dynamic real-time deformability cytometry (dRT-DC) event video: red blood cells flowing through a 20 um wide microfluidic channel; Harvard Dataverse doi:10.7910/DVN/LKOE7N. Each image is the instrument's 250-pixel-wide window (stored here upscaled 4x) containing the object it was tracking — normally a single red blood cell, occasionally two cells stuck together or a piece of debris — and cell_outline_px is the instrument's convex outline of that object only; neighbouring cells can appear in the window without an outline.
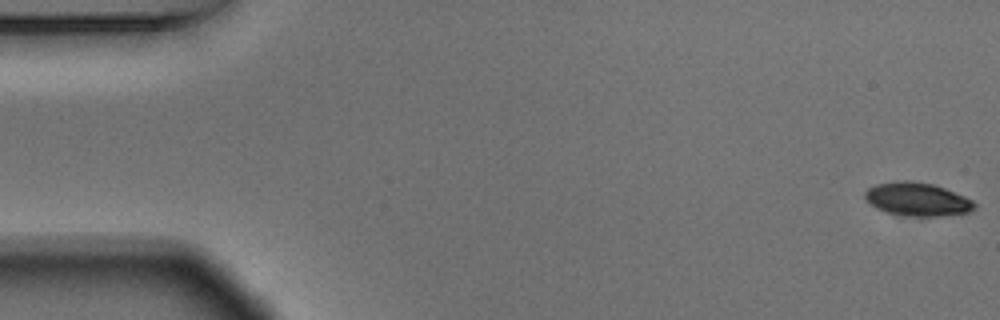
{"species": "Egyptian fruit bat (a non-hibernating species)", "species_latin": "Rousettus aegyptiacus", "temperature_condition": "warm", "stored_images_in_passage": 55, "camera_frame_rate_fps": 3000, "um_per_image_px": 0.085, "animal": {"sex": "male"}, "frame": {"image": 1, "passage_image": 1, "time_ms": 0.0, "image_size_px": [1000, 320], "cell_outline_px": [[976, 208], [968, 212], [944, 216], [904, 216], [888, 212], [876, 208], [864, 196], [864, 192], [868, 188], [876, 184], [900, 180], [908, 180], [932, 184], [944, 188], [964, 196], [972, 200], [976, 204]], "centroid_in_image_um": [77.98, 16.94], "position_along_channel_um": 7.0, "area_um2": 21.21}}
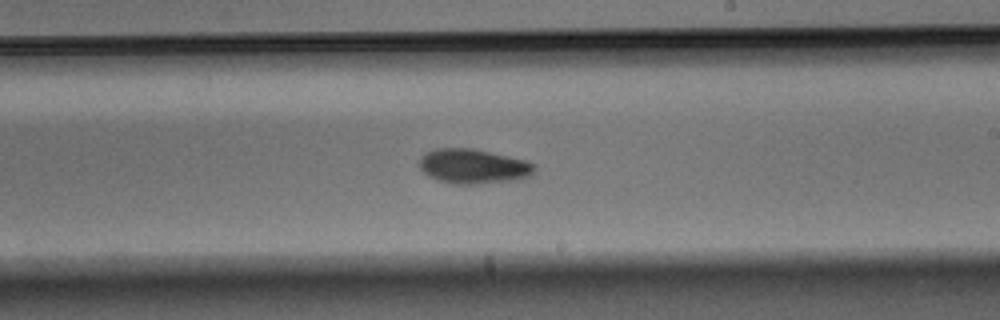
{"frame": {"image": 2, "passage_image": 32, "time_ms": 10.333, "image_size_px": [1000, 320], "cell_outline_px": [[536, 172], [532, 176], [520, 180], [476, 184], [452, 184], [436, 180], [428, 176], [420, 168], [420, 156], [436, 148], [472, 148], [528, 160], [536, 164]], "centroid_in_image_um": [40.3, 14.15], "position_along_channel_um": 248.7, "area_um2": 23.76}}
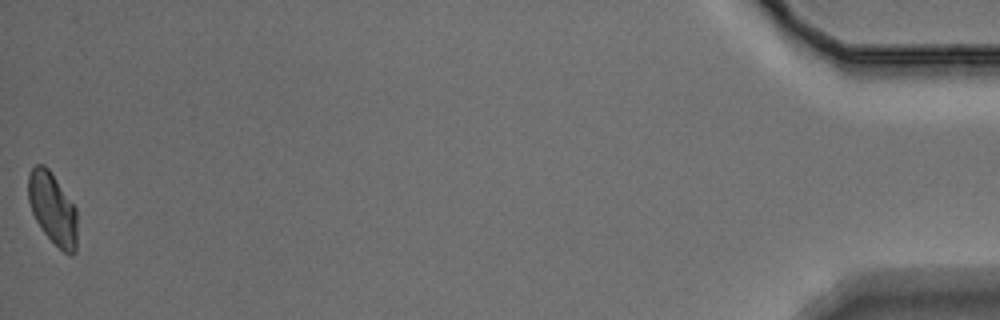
{"frame": {"image": 3, "passage_image": 55, "time_ms": 18.0, "image_size_px": [1000, 320], "cell_outline_px": [[76, 252], [72, 256], [64, 252], [40, 228], [32, 212], [28, 200], [28, 172], [36, 164], [44, 164], [48, 168], [76, 208]], "centroid_in_image_um": [4.46, 17.71], "position_along_channel_um": 430.7, "area_um2": 20.29}, "authors_computed_cell_mechanics": {"area_um2": 21.8484, "velocity_mm_per_s": 3.6698, "shape_relaxation_time_tau1_ms": 3.7636, "shape_relaxation_time_tau2_ms": null, "deformation_change_tau1": 0.1116, "deformation_change_tau2": null}}